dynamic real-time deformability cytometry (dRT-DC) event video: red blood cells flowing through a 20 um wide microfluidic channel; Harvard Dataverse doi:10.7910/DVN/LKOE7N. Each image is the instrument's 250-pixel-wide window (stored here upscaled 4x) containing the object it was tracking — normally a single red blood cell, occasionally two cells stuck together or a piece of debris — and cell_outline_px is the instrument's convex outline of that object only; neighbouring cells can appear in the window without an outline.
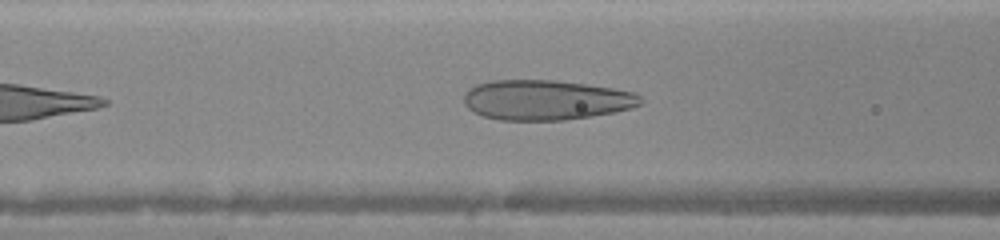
{"species": "human", "species_latin": "Homo sapiens", "temperature_condition": "warm", "stored_images_in_passage": 19, "camera_frame_rate_fps": 3000, "um_per_image_px": 0.085, "donor": {"sex": "female"}, "frame": {"image": 1, "passage_image": 7, "time_ms": 2.0, "image_size_px": [1000, 240], "cell_outline_px": [[644, 100], [640, 104], [632, 108], [612, 112], [564, 120], [500, 120], [484, 116], [468, 108], [464, 104], [464, 96], [476, 84], [492, 80], [556, 80], [612, 88], [636, 92]], "centroid_in_image_um": [46.42, 8.49], "position_along_channel_um": 120.2, "area_um2": 40.92}}
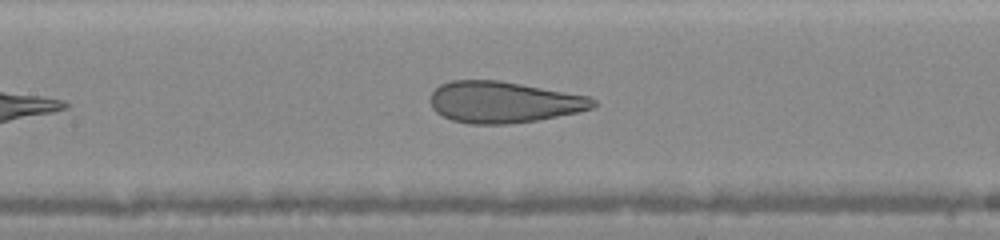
{"frame": {"image": 2, "passage_image": 10, "time_ms": 3.0, "image_size_px": [1000, 240], "cell_outline_px": [[596, 104], [592, 108], [580, 112], [536, 120], [508, 124], [472, 124], [452, 120], [436, 112], [432, 108], [428, 100], [432, 92], [440, 84], [452, 80], [500, 80], [588, 96], [596, 100]], "centroid_in_image_um": [42.78, 8.68], "position_along_channel_um": 164.6, "area_um2": 39.3}}
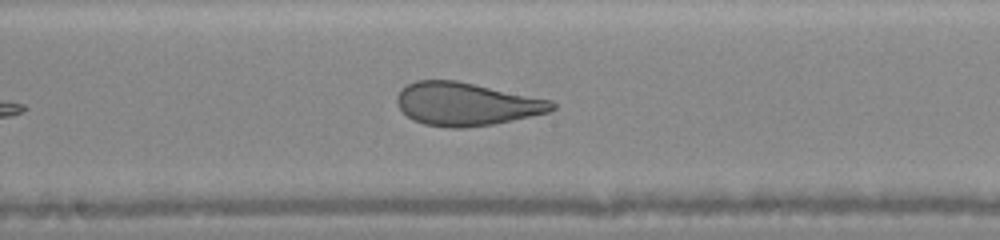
{"frame": {"image": 3, "passage_image": 13, "time_ms": 4.0, "image_size_px": [1000, 240], "cell_outline_px": [[556, 108], [548, 112], [492, 124], [464, 128], [448, 128], [424, 124], [412, 120], [396, 104], [396, 96], [400, 88], [416, 80], [456, 80], [552, 100], [556, 104]], "centroid_in_image_um": [39.59, 8.84], "position_along_channel_um": 208.6, "area_um2": 38.9}}